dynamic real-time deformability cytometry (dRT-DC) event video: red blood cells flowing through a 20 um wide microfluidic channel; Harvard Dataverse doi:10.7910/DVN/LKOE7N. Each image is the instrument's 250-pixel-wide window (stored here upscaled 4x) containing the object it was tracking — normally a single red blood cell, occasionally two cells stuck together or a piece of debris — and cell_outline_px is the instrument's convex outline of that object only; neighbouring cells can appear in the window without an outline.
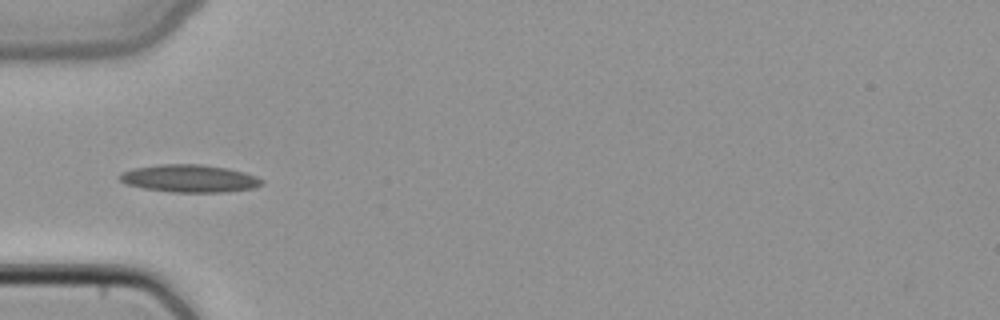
{"species": "common noctule bat (a hibernating species)", "species_latin": "Nyctalus noctula", "temperature_condition": "cold", "stored_images_in_passage": 34, "camera_frame_rate_fps": 3000, "um_per_image_px": 0.085, "animal": {"sex": "female", "body_mass_g": 22.7, "forearm_length_mm": 54.2}, "frame": {"image": 1, "passage_image": 1, "time_ms": 0.0, "image_size_px": [1000, 320], "cell_outline_px": [[264, 184], [252, 188], [224, 192], [172, 192], [144, 188], [128, 184], [120, 180], [120, 176], [124, 172], [132, 168], [160, 164], [200, 164], [228, 168], [244, 172], [256, 176], [264, 180]], "centroid_in_image_um": [16.15, 15.16], "position_along_channel_um": 68.8, "area_um2": 22.72}}
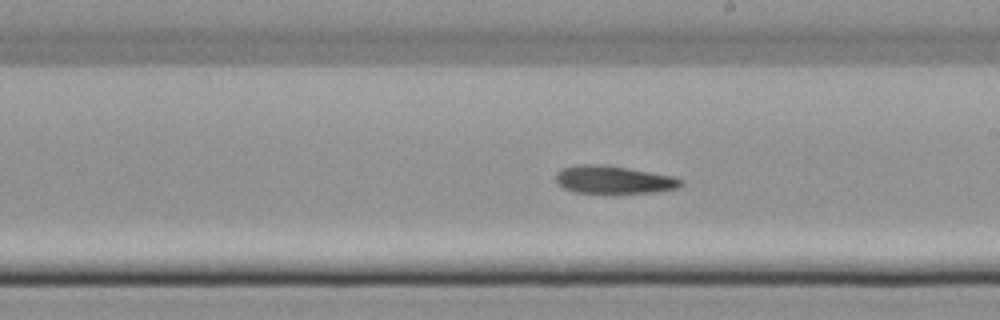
{"frame": {"image": 2, "passage_image": 13, "time_ms": 4.0, "image_size_px": [1000, 320], "cell_outline_px": [[684, 184], [680, 188], [652, 192], [612, 196], [576, 192], [564, 188], [556, 180], [556, 172], [564, 168], [580, 164], [608, 164], [672, 176], [684, 180]], "centroid_in_image_um": [52.2, 15.31], "position_along_channel_um": 236.8, "area_um2": 21.21}}
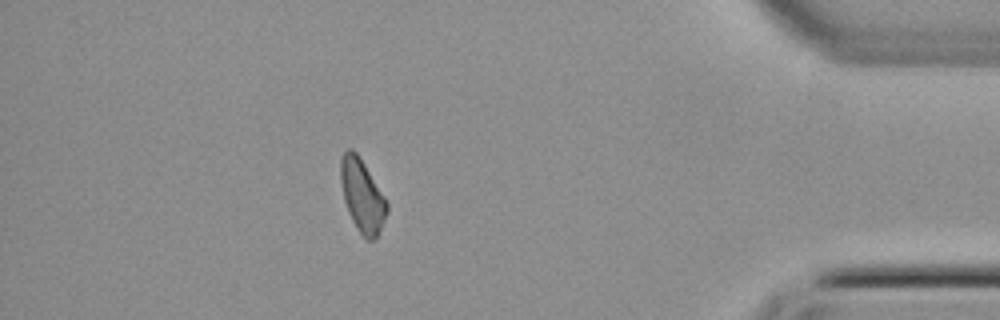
{"frame": {"image": 3, "passage_image": 28, "time_ms": 9.0, "image_size_px": [1000, 320], "cell_outline_px": [[388, 212], [376, 236], [372, 240], [368, 240], [356, 228], [348, 212], [344, 200], [340, 180], [340, 156], [348, 148], [352, 148], [356, 152], [364, 164], [384, 196], [388, 204]], "centroid_in_image_um": [30.76, 16.6], "position_along_channel_um": 404.4, "area_um2": 19.36}}